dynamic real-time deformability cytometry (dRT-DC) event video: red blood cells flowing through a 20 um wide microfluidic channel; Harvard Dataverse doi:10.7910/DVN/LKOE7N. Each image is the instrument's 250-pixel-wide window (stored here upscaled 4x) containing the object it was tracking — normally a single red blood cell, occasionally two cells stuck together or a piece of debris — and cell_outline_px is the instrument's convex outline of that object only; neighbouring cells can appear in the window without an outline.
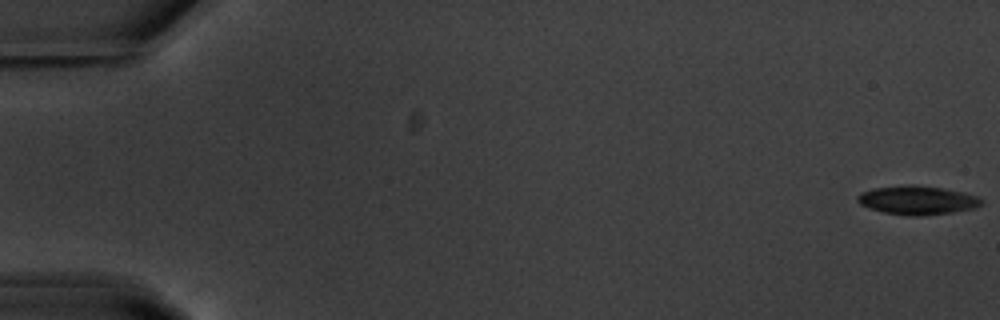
{"species": "common noctule bat (a hibernating species)", "species_latin": "Nyctalus noctula", "temperature_condition": "warm", "stored_images_in_passage": 56, "camera_frame_rate_fps": 3000, "um_per_image_px": 0.085, "animal": {"sex": "male", "body_mass_g": 20.1, "forearm_length_mm": 53.5}, "frame": {"image": 1, "passage_image": 1, "time_ms": 0.0, "image_size_px": [1000, 320], "cell_outline_px": [[984, 204], [976, 208], [952, 212], [920, 216], [908, 216], [884, 212], [868, 208], [860, 204], [856, 200], [856, 196], [860, 192], [872, 188], [904, 184], [916, 184], [944, 188], [964, 192], [976, 196], [984, 200]], "centroid_in_image_um": [77.97, 17.0], "position_along_channel_um": 7.0, "area_um2": 21.27}}
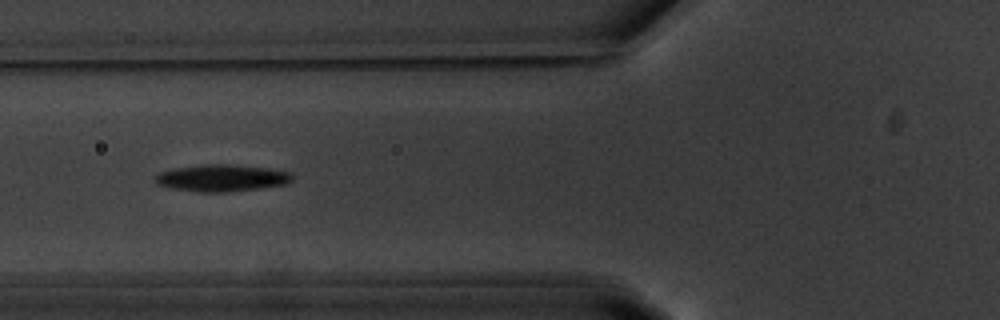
{"frame": {"image": 2, "passage_image": 22, "time_ms": 7.0, "image_size_px": [1000, 320], "cell_outline_px": [[292, 180], [284, 184], [260, 188], [224, 192], [200, 192], [172, 188], [156, 184], [152, 180], [152, 176], [160, 172], [172, 168], [200, 164], [228, 164], [268, 168], [292, 172]], "centroid_in_image_um": [18.77, 15.12], "position_along_channel_um": 107.0, "area_um2": 21.68}}
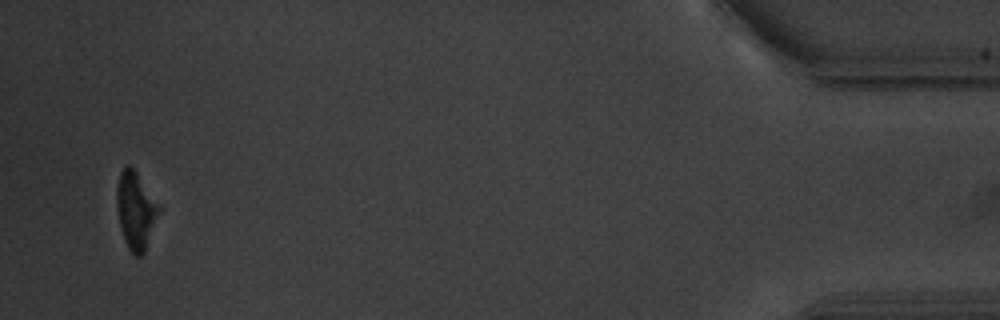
{"frame": {"image": 3, "passage_image": 54, "time_ms": 17.667, "image_size_px": [1000, 320], "cell_outline_px": [[160, 208], [144, 252], [140, 256], [136, 256], [128, 248], [124, 240], [120, 224], [116, 204], [116, 188], [120, 172], [128, 164], [136, 172], [160, 204]], "centroid_in_image_um": [11.52, 17.86], "position_along_channel_um": 423.7, "area_um2": 18.61}, "authors_computed_cell_mechanics": {"area_um2": 20.8658, "velocity_mm_per_s": 3.69, "shape_relaxation_time_tau1_ms": 2.5281, "shape_relaxation_time_tau2_ms": null, "deformation_change_tau1": 0.1291, "deformation_change_tau2": null}}